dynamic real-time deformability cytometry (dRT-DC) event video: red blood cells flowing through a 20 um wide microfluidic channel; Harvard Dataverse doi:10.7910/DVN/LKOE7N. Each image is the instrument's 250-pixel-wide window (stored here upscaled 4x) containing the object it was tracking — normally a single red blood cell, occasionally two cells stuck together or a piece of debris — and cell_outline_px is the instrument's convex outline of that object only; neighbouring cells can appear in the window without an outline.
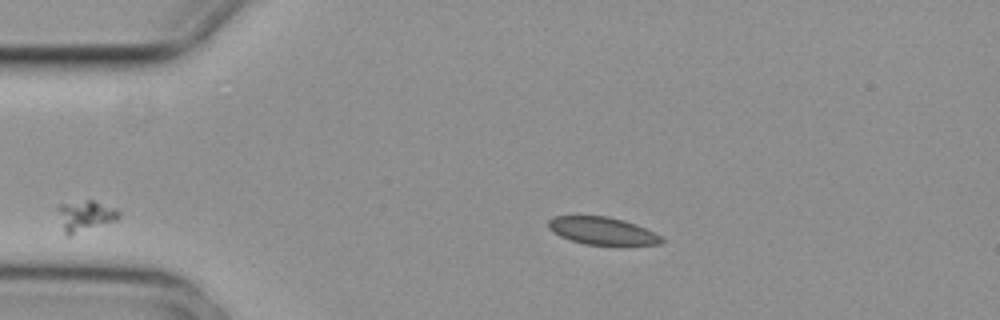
{"species": "common noctule bat (a hibernating species)", "species_latin": "Nyctalus noctula", "temperature_condition": "cold", "stored_images_in_passage": 2, "camera_frame_rate_fps": 3000, "um_per_image_px": 0.085, "animal": {"sex": "female", "body_mass_g": 29.2, "forearm_length_mm": 56.3}, "frame": {"image": 1, "passage_image": 2, "time_ms": 0.333, "image_size_px": [1000, 320], "cell_outline_px": [[664, 240], [660, 244], [620, 248], [584, 244], [560, 236], [552, 232], [548, 228], [548, 220], [552, 216], [608, 216], [624, 220], [636, 224], [660, 236]], "centroid_in_image_um": [51.23, 19.67], "position_along_channel_um": 33.8, "area_um2": 18.96}}